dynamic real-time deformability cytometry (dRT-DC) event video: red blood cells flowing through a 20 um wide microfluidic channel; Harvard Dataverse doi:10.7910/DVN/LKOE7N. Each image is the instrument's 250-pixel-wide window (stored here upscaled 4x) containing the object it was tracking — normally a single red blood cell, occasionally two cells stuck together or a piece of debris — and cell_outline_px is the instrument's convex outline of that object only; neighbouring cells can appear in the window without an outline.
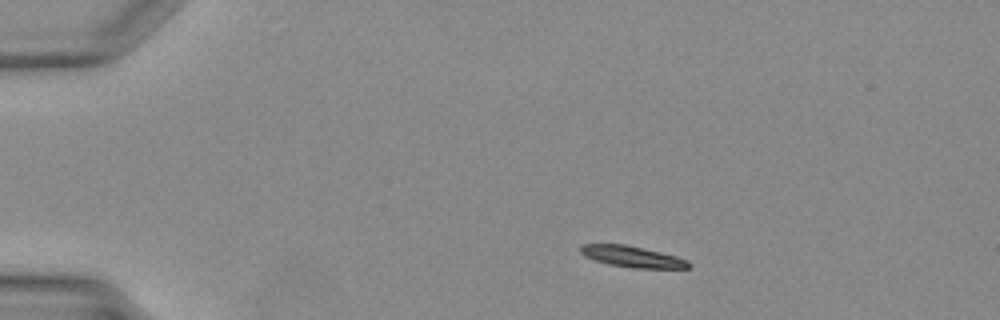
{"species": "Egyptian fruit bat (a non-hibernating species)", "species_latin": "Rousettus aegyptiacus", "temperature_condition": "warm", "stored_images_in_passage": 33, "camera_frame_rate_fps": 3000, "um_per_image_px": 0.085, "animal": {"sex": "female"}, "frame": {"image": 1, "passage_image": 1, "time_ms": 0.0, "image_size_px": [1000, 320], "cell_outline_px": [[692, 268], [636, 268], [608, 264], [584, 256], [580, 252], [580, 244], [624, 244], [660, 252], [676, 256], [688, 260], [692, 264]], "centroid_in_image_um": [53.76, 21.81], "position_along_channel_um": 31.2, "area_um2": 13.29}}
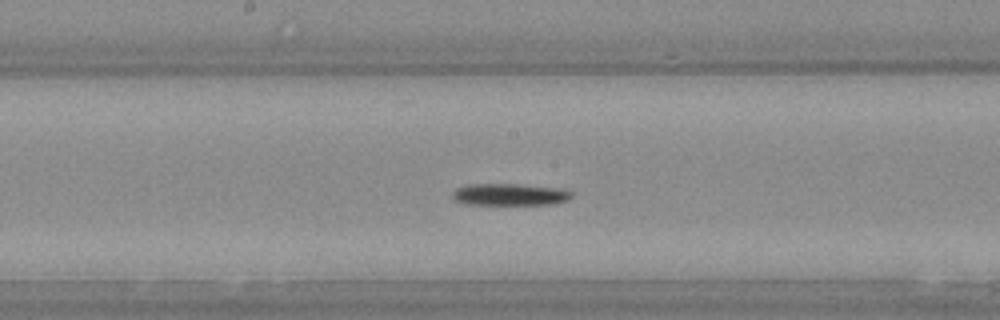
{"frame": {"image": 2, "passage_image": 15, "time_ms": 4.667, "image_size_px": [1000, 320], "cell_outline_px": [[572, 196], [568, 200], [552, 204], [464, 204], [456, 200], [452, 196], [452, 192], [456, 188], [468, 184], [516, 184], [568, 188], [572, 192]], "centroid_in_image_um": [43.38, 16.52], "position_along_channel_um": 204.8, "area_um2": 15.37}}
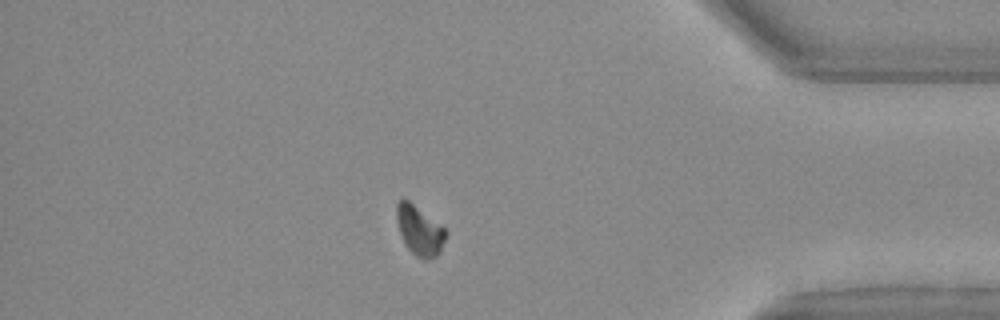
{"frame": {"image": 3, "passage_image": 28, "time_ms": 9.0, "image_size_px": [1000, 320], "cell_outline_px": [[448, 232], [440, 252], [436, 256], [428, 260], [416, 256], [404, 244], [396, 220], [396, 204], [404, 196], [444, 228]], "centroid_in_image_um": [35.64, 19.58], "position_along_channel_um": 399.6, "area_um2": 14.22}}